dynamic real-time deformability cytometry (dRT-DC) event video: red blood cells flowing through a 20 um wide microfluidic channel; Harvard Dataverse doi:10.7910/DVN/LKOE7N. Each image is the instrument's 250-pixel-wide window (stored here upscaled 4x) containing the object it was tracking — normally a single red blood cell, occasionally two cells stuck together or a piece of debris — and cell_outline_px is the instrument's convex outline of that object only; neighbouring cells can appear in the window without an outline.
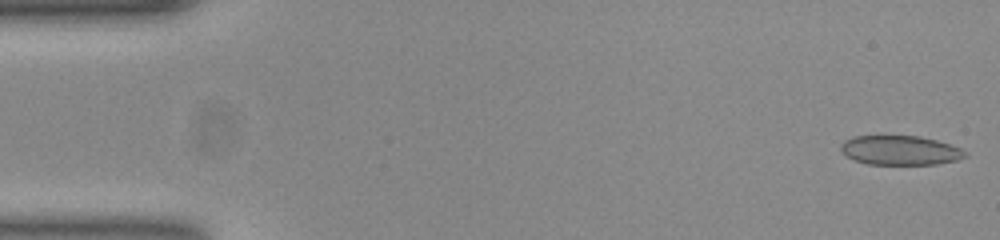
{"species": "common noctule bat (a hibernating species)", "species_latin": "Nyctalus noctula", "temperature_condition": "room temperature", "stored_images_in_passage": 10, "camera_frame_rate_fps": 3000, "um_per_image_px": 0.085, "animal": {"sex": "female", "body_mass_g": 23.0, "forearm_length_mm": 53.4}, "frame": {"image": 1, "passage_image": 1, "time_ms": 0.0, "image_size_px": [1000, 240], "cell_outline_px": [[968, 156], [956, 160], [936, 164], [868, 164], [856, 160], [848, 156], [840, 148], [840, 144], [844, 140], [852, 136], [920, 136], [936, 140], [960, 148]], "centroid_in_image_um": [76.5, 12.77], "position_along_channel_um": 8.5, "area_um2": 21.04}}